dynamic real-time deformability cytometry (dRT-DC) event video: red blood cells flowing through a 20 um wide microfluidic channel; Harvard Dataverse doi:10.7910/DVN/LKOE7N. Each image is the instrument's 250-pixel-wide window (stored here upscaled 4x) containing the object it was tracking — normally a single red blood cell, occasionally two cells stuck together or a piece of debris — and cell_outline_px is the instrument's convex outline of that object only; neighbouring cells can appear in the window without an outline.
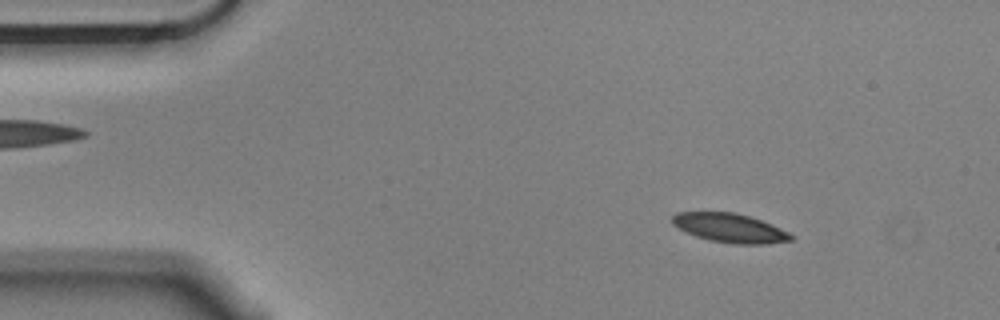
{"species": "Egyptian fruit bat (a non-hibernating species)", "species_latin": "Rousettus aegyptiacus", "temperature_condition": "cold", "stored_images_in_passage": 55, "camera_frame_rate_fps": 3000, "um_per_image_px": 0.085, "animal": {"sex": "male"}, "frame": {"image": 1, "passage_image": 6, "time_ms": 1.667, "image_size_px": [1000, 320], "cell_outline_px": [[796, 236], [792, 240], [768, 244], [732, 244], [708, 240], [696, 236], [672, 224], [672, 216], [676, 212], [736, 212], [772, 224]], "centroid_in_image_um": [62.07, 19.38], "position_along_channel_um": 22.9, "area_um2": 20.11}}
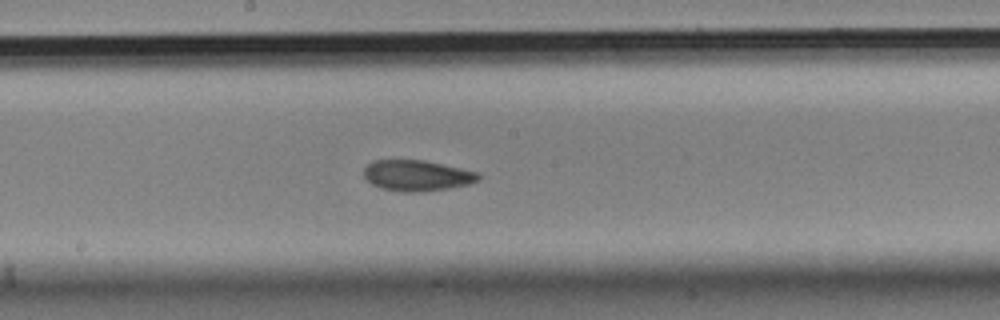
{"frame": {"image": 2, "passage_image": 28, "time_ms": 9.0, "image_size_px": [1000, 320], "cell_outline_px": [[480, 180], [468, 184], [448, 188], [420, 192], [400, 192], [380, 188], [372, 184], [364, 176], [364, 168], [372, 160], [424, 160], [460, 168], [476, 172], [480, 176]], "centroid_in_image_um": [35.41, 14.92], "position_along_channel_um": 212.8, "area_um2": 20.52}}
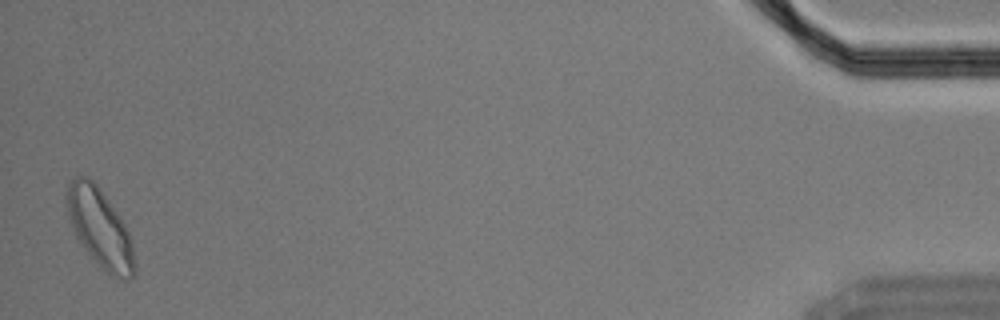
{"frame": {"image": 3, "passage_image": 54, "time_ms": 17.667, "image_size_px": [1000, 320], "cell_outline_px": [[136, 276], [124, 280], [116, 280], [88, 252], [76, 236], [68, 216], [64, 196], [68, 184], [76, 176], [88, 176], [96, 184], [120, 216], [128, 232], [132, 244], [136, 268]], "centroid_in_image_um": [8.5, 19.37], "position_along_channel_um": 426.7, "area_um2": 30.81}, "authors_computed_cell_mechanics": {"area_um2": 20.9814, "velocity_mm_per_s": 3.5244, "shape_relaxation_time_tau1_ms": 4.5327, "shape_relaxation_time_tau2_ms": 2.2298, "deformation_change_tau1": 0.1113, "deformation_change_tau2": 0.066}}